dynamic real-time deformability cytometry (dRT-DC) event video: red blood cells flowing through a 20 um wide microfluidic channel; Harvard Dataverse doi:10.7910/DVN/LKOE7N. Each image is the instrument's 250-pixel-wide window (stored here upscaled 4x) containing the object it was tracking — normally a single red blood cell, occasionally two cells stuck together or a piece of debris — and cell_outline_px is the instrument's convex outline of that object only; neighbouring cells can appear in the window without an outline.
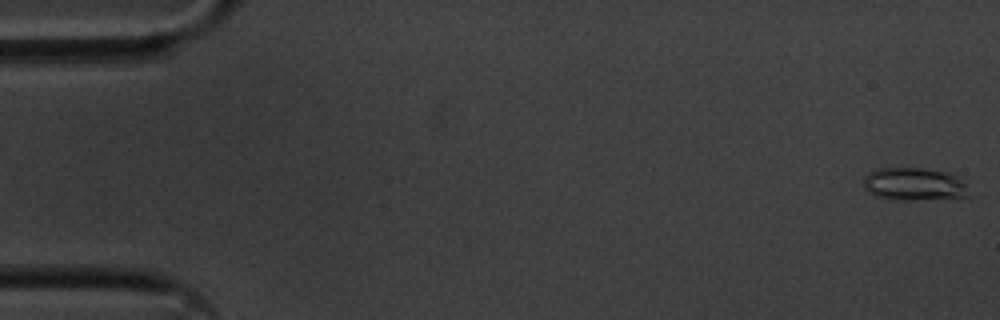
{"species": "common noctule bat (a hibernating species)", "species_latin": "Nyctalus noctula", "temperature_condition": "cold", "stored_images_in_passage": 9, "camera_frame_rate_fps": 3000, "um_per_image_px": 0.085, "animal": {"sex": "male", "body_mass_g": 20.1, "forearm_length_mm": 53.5}, "frame": {"image": 1, "passage_image": 1, "time_ms": 0.0, "image_size_px": [1000, 320], "cell_outline_px": [[968, 196], [916, 200], [896, 200], [876, 196], [864, 188], [864, 176], [880, 168], [924, 168], [944, 172], [956, 176], [964, 184]], "centroid_in_image_um": [77.65, 15.66], "position_along_channel_um": 7.4, "area_um2": 19.71}}